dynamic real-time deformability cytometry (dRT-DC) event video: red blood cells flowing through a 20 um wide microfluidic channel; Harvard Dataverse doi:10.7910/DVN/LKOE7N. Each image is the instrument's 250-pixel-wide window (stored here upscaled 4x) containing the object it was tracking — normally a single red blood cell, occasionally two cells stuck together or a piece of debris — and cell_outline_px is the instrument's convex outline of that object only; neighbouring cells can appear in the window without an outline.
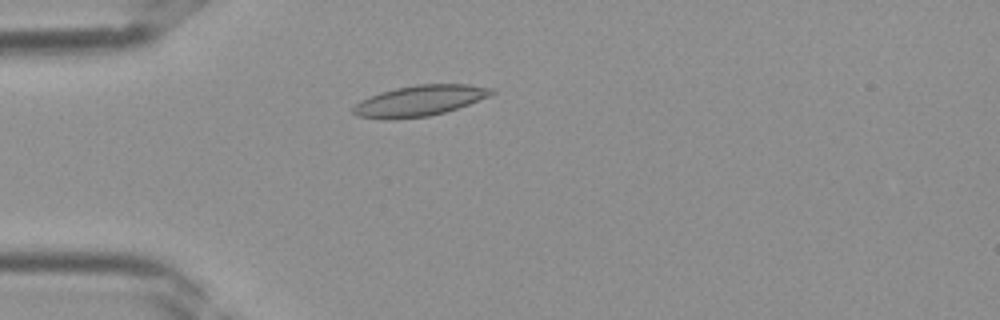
{"species": "Egyptian fruit bat (a non-hibernating species)", "species_latin": "Rousettus aegyptiacus", "temperature_condition": "room temperature", "stored_images_in_passage": 29, "camera_frame_rate_fps": 3000, "um_per_image_px": 0.085, "frame": {"image": 1, "passage_image": 1, "time_ms": 0.0, "image_size_px": [1000, 320], "cell_outline_px": [[496, 92], [488, 96], [468, 104], [444, 112], [428, 116], [392, 120], [380, 120], [356, 116], [352, 112], [352, 108], [360, 100], [380, 92], [396, 88], [416, 84], [468, 84], [492, 88]], "centroid_in_image_um": [35.6, 8.57], "position_along_channel_um": 49.4, "area_um2": 24.85}}
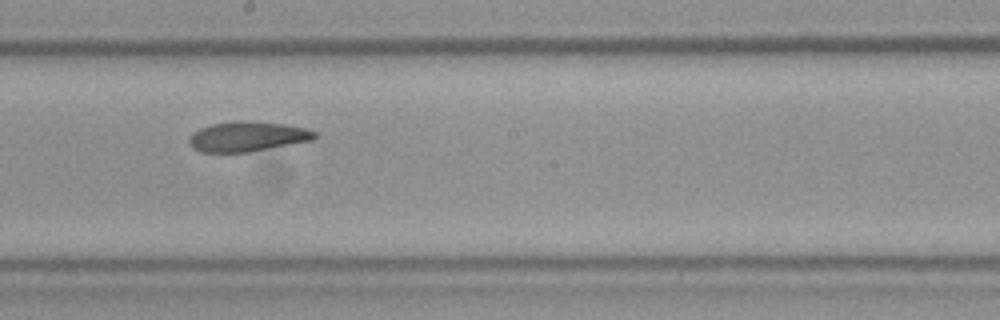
{"frame": {"image": 2, "passage_image": 12, "time_ms": 3.667, "image_size_px": [1000, 320], "cell_outline_px": [[316, 136], [312, 140], [248, 152], [200, 152], [192, 148], [188, 140], [200, 128], [212, 124], [236, 120], [244, 120], [284, 124], [304, 128], [316, 132]], "centroid_in_image_um": [21.01, 11.6], "position_along_channel_um": 227.2, "area_um2": 21.68}}
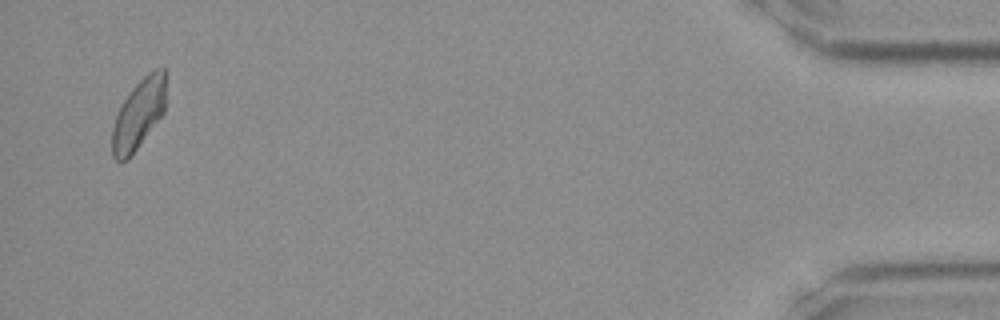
{"frame": {"image": 3, "passage_image": 28, "time_ms": 9.0, "image_size_px": [1000, 320], "cell_outline_px": [[164, 112], [128, 160], [120, 164], [112, 156], [112, 128], [116, 116], [124, 100], [132, 88], [152, 68], [164, 68]], "centroid_in_image_um": [11.75, 9.74], "position_along_channel_um": 423.4, "area_um2": 21.62}}